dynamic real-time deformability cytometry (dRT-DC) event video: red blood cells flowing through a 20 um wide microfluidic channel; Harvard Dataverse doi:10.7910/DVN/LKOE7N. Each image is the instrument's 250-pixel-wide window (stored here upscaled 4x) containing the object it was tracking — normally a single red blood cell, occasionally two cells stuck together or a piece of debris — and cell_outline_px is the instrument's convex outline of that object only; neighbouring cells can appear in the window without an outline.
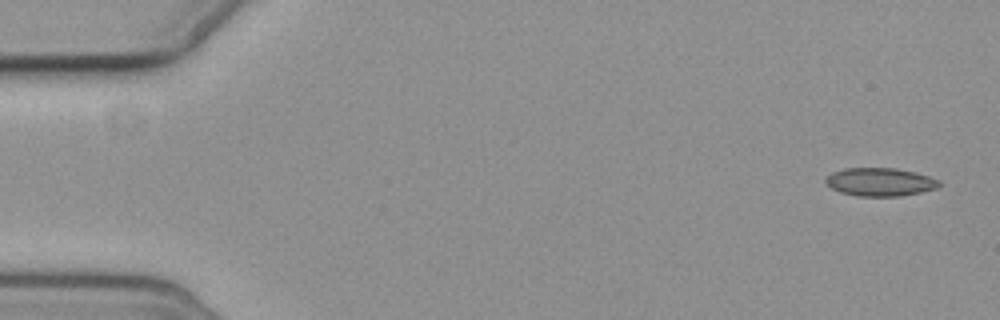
{"species": "common noctule bat (a hibernating species)", "species_latin": "Nyctalus noctula", "temperature_condition": "cold", "stored_images_in_passage": 6, "camera_frame_rate_fps": 3000, "um_per_image_px": 0.085, "animal": {"sex": "female", "body_mass_g": 19.3, "forearm_length_mm": 54.1}, "frame": {"image": 1, "passage_image": 1, "time_ms": 0.0, "image_size_px": [1000, 320], "cell_outline_px": [[940, 184], [936, 188], [920, 192], [900, 196], [856, 196], [840, 192], [832, 188], [824, 180], [832, 172], [844, 168], [896, 168], [916, 172], [940, 180]], "centroid_in_image_um": [74.8, 15.46], "position_along_channel_um": 10.2, "area_um2": 18.61}}
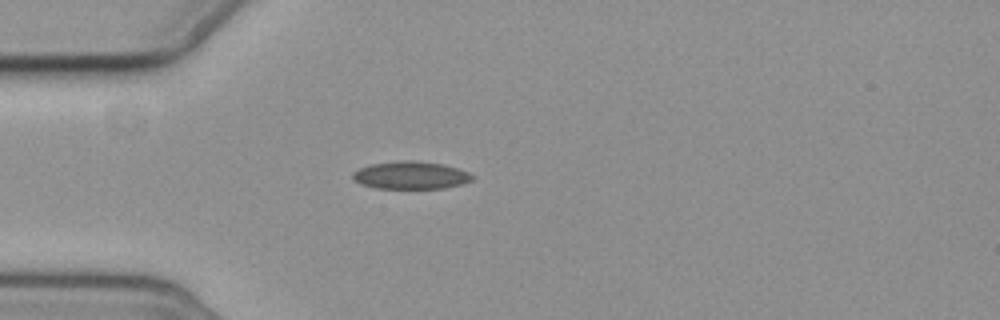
{"frame": {"image": 2, "passage_image": 5, "time_ms": 4.667, "image_size_px": [1000, 320], "cell_outline_px": [[476, 176], [472, 180], [460, 184], [444, 188], [376, 188], [360, 184], [352, 180], [352, 172], [360, 168], [372, 164], [396, 160], [412, 160], [444, 164], [468, 172]], "centroid_in_image_um": [34.89, 14.89], "position_along_channel_um": 50.1, "area_um2": 19.36}}